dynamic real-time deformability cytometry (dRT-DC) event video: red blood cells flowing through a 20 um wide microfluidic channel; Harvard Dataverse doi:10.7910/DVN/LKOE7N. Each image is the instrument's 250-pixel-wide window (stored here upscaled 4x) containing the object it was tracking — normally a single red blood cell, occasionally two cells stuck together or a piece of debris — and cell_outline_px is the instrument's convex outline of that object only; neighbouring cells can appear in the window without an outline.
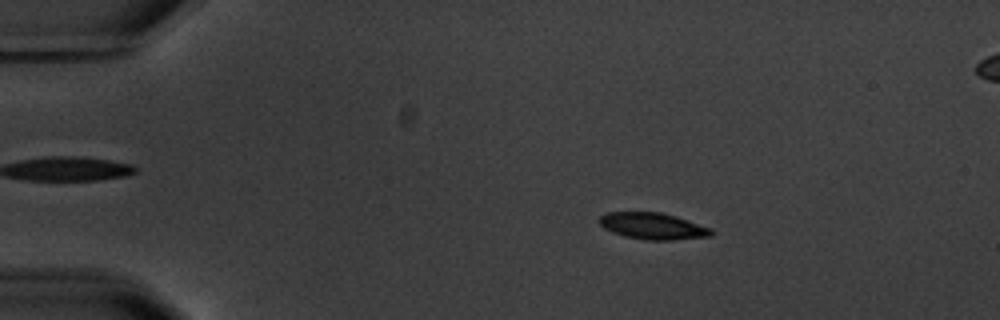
{"species": "common noctule bat (a hibernating species)", "species_latin": "Nyctalus noctula", "temperature_condition": "warm", "stored_images_in_passage": 6, "camera_frame_rate_fps": 3000, "um_per_image_px": 0.085, "animal": {"sex": "male", "body_mass_g": 20.1, "forearm_length_mm": 53.5}, "frame": {"image": 1, "passage_image": 3, "time_ms": 2.333, "image_size_px": [1000, 320], "cell_outline_px": [[712, 236], [672, 240], [644, 240], [624, 236], [612, 232], [604, 228], [596, 220], [600, 216], [608, 212], [660, 212], [676, 216], [712, 228]], "centroid_in_image_um": [55.47, 19.21], "position_along_channel_um": 29.5, "area_um2": 17.46}}